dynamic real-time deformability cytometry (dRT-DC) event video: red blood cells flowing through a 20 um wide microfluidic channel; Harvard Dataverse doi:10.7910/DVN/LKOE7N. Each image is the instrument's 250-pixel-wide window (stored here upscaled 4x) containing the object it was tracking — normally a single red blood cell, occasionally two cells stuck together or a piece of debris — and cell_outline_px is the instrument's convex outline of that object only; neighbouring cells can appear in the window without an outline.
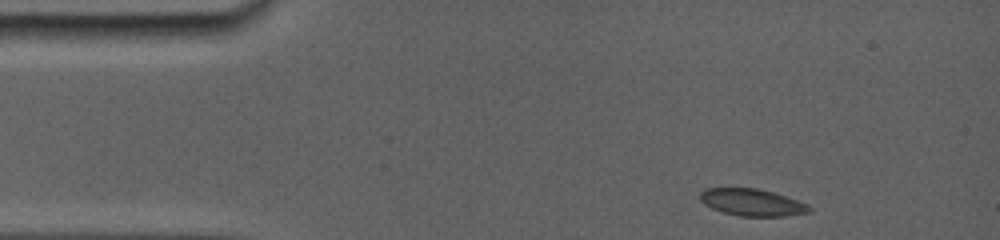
{"species": "common noctule bat (a hibernating species)", "species_latin": "Nyctalus noctula", "temperature_condition": "room temperature", "stored_images_in_passage": 32, "camera_frame_rate_fps": 5000, "um_per_image_px": 0.085, "animal": {"sex": "female", "body_mass_g": 19.0, "forearm_length_mm": 56.7}, "frame": {"image": 1, "passage_image": 1, "time_ms": 0.0, "image_size_px": [1000, 240], "cell_outline_px": [[812, 212], [784, 216], [740, 216], [724, 212], [712, 208], [704, 204], [700, 200], [700, 192], [704, 188], [756, 188], [772, 192], [808, 204], [812, 208]], "centroid_in_image_um": [63.92, 17.2], "position_along_channel_um": 21.1, "area_um2": 17.11}}
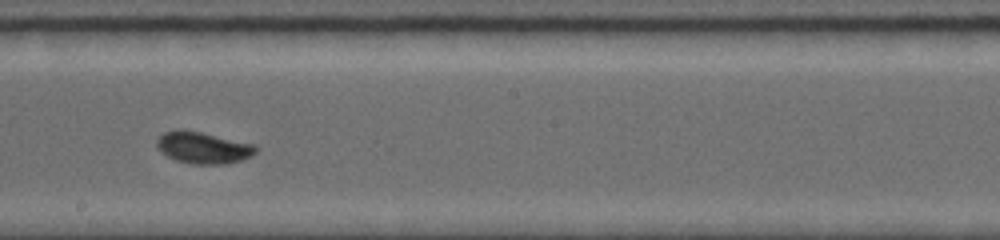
{"frame": {"image": 2, "passage_image": 19, "time_ms": 7.2, "image_size_px": [1000, 240], "cell_outline_px": [[260, 148], [252, 156], [240, 160], [224, 164], [192, 164], [176, 160], [160, 152], [156, 148], [156, 140], [164, 132], [200, 132], [256, 144]], "centroid_in_image_um": [17.32, 12.59], "position_along_channel_um": 230.9, "area_um2": 17.98}}
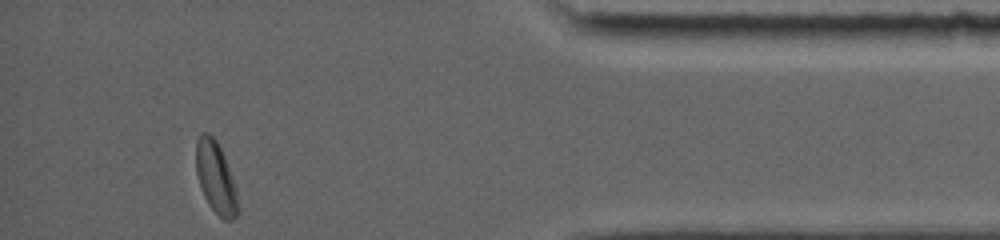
{"frame": {"image": 3, "passage_image": 32, "time_ms": 12.8, "image_size_px": [1000, 240], "cell_outline_px": [[240, 208], [236, 216], [232, 220], [224, 220], [208, 204], [204, 196], [196, 172], [196, 140], [200, 132], [208, 132], [216, 140], [224, 156], [236, 188]], "centroid_in_image_um": [18.35, 15.09], "position_along_channel_um": 416.9, "area_um2": 17.46}, "authors_computed_cell_mechanics": {"area_um2": 17.4556, "velocity_mm_per_s": 3.8557, "shape_relaxation_time_tau1_ms": 4.0216, "shape_relaxation_time_tau2_ms": null, "deformation_change_tau1": 0.1354, "deformation_change_tau2": null}}